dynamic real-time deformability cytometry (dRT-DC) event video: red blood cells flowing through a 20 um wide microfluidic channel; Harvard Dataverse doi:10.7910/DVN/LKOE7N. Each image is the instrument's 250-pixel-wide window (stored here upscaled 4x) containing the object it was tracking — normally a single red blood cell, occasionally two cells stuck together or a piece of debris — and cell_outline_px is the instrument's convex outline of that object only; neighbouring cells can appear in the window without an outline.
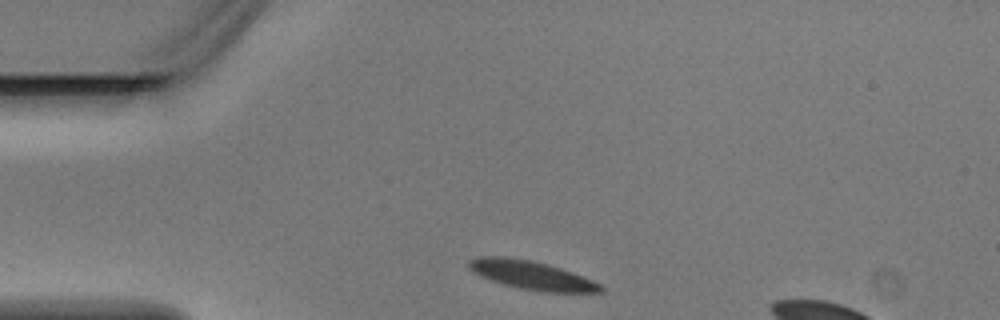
{"species": "Egyptian fruit bat (a non-hibernating species)", "species_latin": "Rousettus aegyptiacus", "temperature_condition": "warm", "stored_images_in_passage": 3, "camera_frame_rate_fps": 3000, "um_per_image_px": 0.085, "animal": {"sex": "male"}, "frame": {"image": 1, "passage_image": 1, "time_ms": 0.0, "image_size_px": [1000, 320], "cell_outline_px": [[604, 292], [544, 292], [520, 288], [504, 284], [480, 276], [472, 272], [468, 268], [468, 260], [476, 256], [504, 256], [532, 260], [548, 264], [572, 272], [604, 284]], "centroid_in_image_um": [45.19, 23.38], "position_along_channel_um": 39.8, "area_um2": 22.2}}
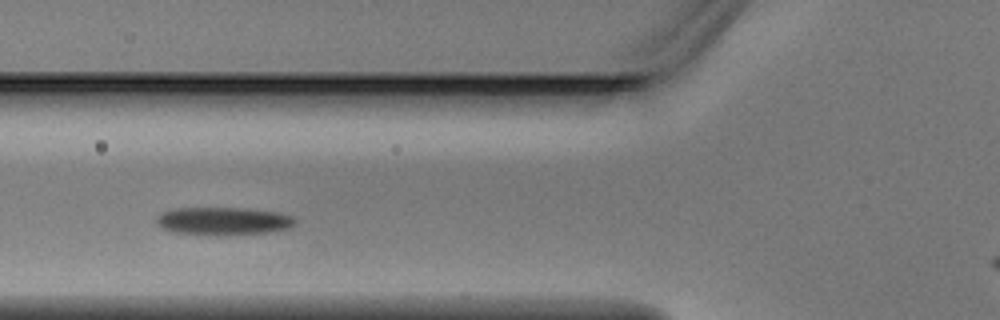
{"frame": {"image": 2, "passage_image": 3, "time_ms": 0.667, "image_size_px": [1000, 320], "cell_outline_px": [[296, 220], [288, 228], [268, 232], [216, 236], [172, 232], [156, 224], [156, 216], [164, 212], [176, 208], [244, 208], [276, 212], [292, 216]], "centroid_in_image_um": [18.94, 18.8], "position_along_channel_um": 106.9, "area_um2": 22.48}}